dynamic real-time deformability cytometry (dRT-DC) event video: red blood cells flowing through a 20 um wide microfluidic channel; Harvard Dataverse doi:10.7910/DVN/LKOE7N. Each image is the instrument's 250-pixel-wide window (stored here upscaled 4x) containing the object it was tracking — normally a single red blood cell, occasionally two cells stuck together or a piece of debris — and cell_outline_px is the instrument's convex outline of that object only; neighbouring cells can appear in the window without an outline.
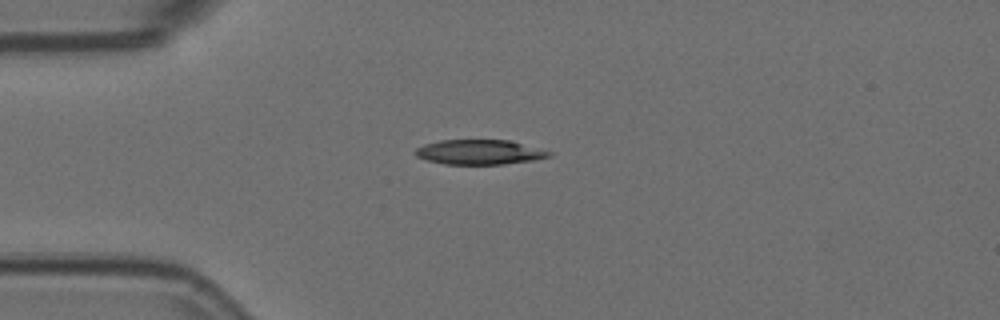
{"species": "Egyptian fruit bat (a non-hibernating species)", "species_latin": "Rousettus aegyptiacus", "temperature_condition": "room temperature", "stored_images_in_passage": 1, "camera_frame_rate_fps": 3000, "um_per_image_px": 0.085, "animal": {"sex": "female"}, "frame": {"image": 1, "passage_image": 1, "time_ms": 0.0, "image_size_px": [1000, 320], "cell_outline_px": [[552, 156], [532, 160], [504, 164], [444, 164], [428, 160], [416, 156], [416, 148], [424, 144], [440, 140], [508, 140], [552, 152]], "centroid_in_image_um": [40.74, 12.93], "position_along_channel_um": 44.3, "area_um2": 19.07}}